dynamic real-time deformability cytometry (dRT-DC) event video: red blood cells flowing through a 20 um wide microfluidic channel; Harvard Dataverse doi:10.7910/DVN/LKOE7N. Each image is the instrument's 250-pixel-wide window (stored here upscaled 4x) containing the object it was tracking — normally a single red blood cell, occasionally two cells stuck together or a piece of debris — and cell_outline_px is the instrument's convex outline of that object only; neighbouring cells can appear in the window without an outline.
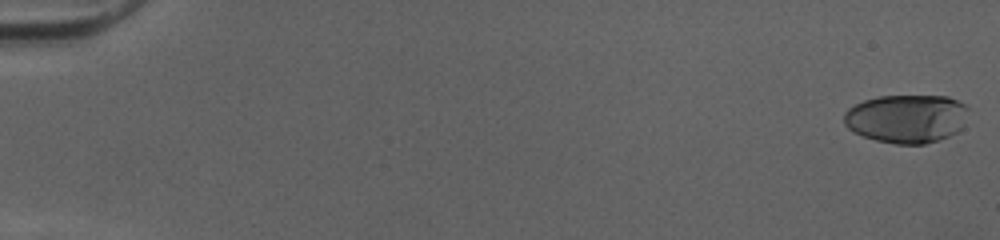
{"species": "human", "species_latin": "Homo sapiens", "temperature_condition": "cold", "stored_images_in_passage": 52, "camera_frame_rate_fps": 3000, "um_per_image_px": 0.085, "donor": {"sex": "female"}, "frame": {"image": 1, "passage_image": 1, "time_ms": 0.0, "image_size_px": [1000, 240], "cell_outline_px": [[968, 108], [964, 128], [948, 136], [924, 144], [896, 144], [876, 140], [852, 132], [844, 124], [844, 112], [848, 108], [864, 100], [880, 96], [948, 96], [964, 104]], "centroid_in_image_um": [77.06, 10.08], "position_along_channel_um": 7.9, "area_um2": 35.26}}
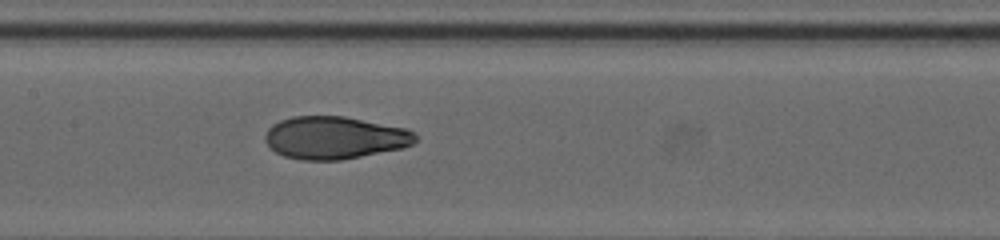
{"frame": {"image": 2, "passage_image": 27, "time_ms": 8.667, "image_size_px": [1000, 240], "cell_outline_px": [[416, 140], [412, 144], [404, 148], [340, 160], [300, 160], [284, 156], [276, 152], [264, 140], [264, 136], [268, 128], [272, 124], [280, 120], [292, 116], [344, 116], [408, 128], [416, 136]], "centroid_in_image_um": [28.44, 11.7], "position_along_channel_um": 179.0, "area_um2": 37.45}}
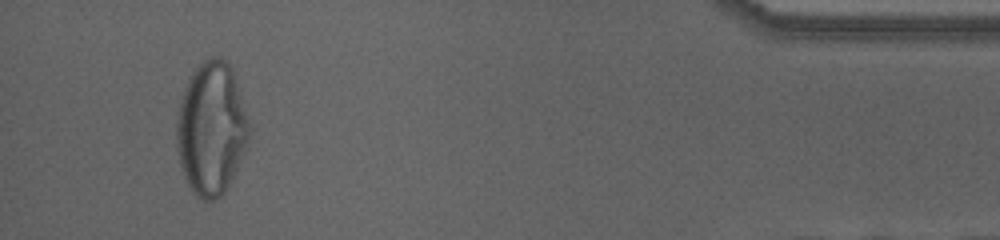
{"frame": {"image": 3, "passage_image": 49, "time_ms": 16.0, "image_size_px": [1000, 240], "cell_outline_px": [[252, 128], [244, 152], [224, 192], [216, 200], [200, 200], [192, 192], [184, 176], [180, 164], [176, 148], [176, 116], [180, 100], [184, 88], [192, 72], [204, 60], [212, 56], [220, 56], [232, 68], [236, 76]], "centroid_in_image_um": [17.96, 10.9], "position_along_channel_um": 417.2, "area_um2": 56.76}, "authors_computed_cell_mechanics": {"area_um2": 37.3966, "velocity_mm_per_s": 4.058, "shape_relaxation_time_tau1_ms": 6.7096, "shape_relaxation_time_tau2_ms": 1.0539, "deformation_change_tau1": 0.269, "deformation_change_tau2": 0.0623}}